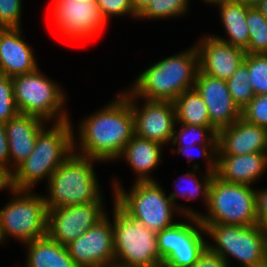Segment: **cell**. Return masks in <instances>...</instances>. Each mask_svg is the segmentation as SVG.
<instances>
[{"label": "cell", "mask_w": 267, "mask_h": 267, "mask_svg": "<svg viewBox=\"0 0 267 267\" xmlns=\"http://www.w3.org/2000/svg\"><path fill=\"white\" fill-rule=\"evenodd\" d=\"M22 0H0V28H22Z\"/></svg>", "instance_id": "36"}, {"label": "cell", "mask_w": 267, "mask_h": 267, "mask_svg": "<svg viewBox=\"0 0 267 267\" xmlns=\"http://www.w3.org/2000/svg\"><path fill=\"white\" fill-rule=\"evenodd\" d=\"M198 71V52L192 45L146 67L127 90L138 98L174 101L184 91L194 88Z\"/></svg>", "instance_id": "2"}, {"label": "cell", "mask_w": 267, "mask_h": 267, "mask_svg": "<svg viewBox=\"0 0 267 267\" xmlns=\"http://www.w3.org/2000/svg\"><path fill=\"white\" fill-rule=\"evenodd\" d=\"M109 215L66 245L78 267H115L113 223Z\"/></svg>", "instance_id": "14"}, {"label": "cell", "mask_w": 267, "mask_h": 267, "mask_svg": "<svg viewBox=\"0 0 267 267\" xmlns=\"http://www.w3.org/2000/svg\"><path fill=\"white\" fill-rule=\"evenodd\" d=\"M246 25L249 40L245 53L267 54V19L257 7H248Z\"/></svg>", "instance_id": "27"}, {"label": "cell", "mask_w": 267, "mask_h": 267, "mask_svg": "<svg viewBox=\"0 0 267 267\" xmlns=\"http://www.w3.org/2000/svg\"><path fill=\"white\" fill-rule=\"evenodd\" d=\"M10 194L13 197L0 209V231L4 241L11 236L22 245L46 236L48 209L43 194L17 189Z\"/></svg>", "instance_id": "10"}, {"label": "cell", "mask_w": 267, "mask_h": 267, "mask_svg": "<svg viewBox=\"0 0 267 267\" xmlns=\"http://www.w3.org/2000/svg\"><path fill=\"white\" fill-rule=\"evenodd\" d=\"M206 212L197 217L200 223L257 225L256 188L229 183L214 174L209 186Z\"/></svg>", "instance_id": "9"}, {"label": "cell", "mask_w": 267, "mask_h": 267, "mask_svg": "<svg viewBox=\"0 0 267 267\" xmlns=\"http://www.w3.org/2000/svg\"><path fill=\"white\" fill-rule=\"evenodd\" d=\"M47 127L38 133L33 152L12 172L14 189L35 190L42 180L48 183L53 172L74 152L76 130L70 119Z\"/></svg>", "instance_id": "3"}, {"label": "cell", "mask_w": 267, "mask_h": 267, "mask_svg": "<svg viewBox=\"0 0 267 267\" xmlns=\"http://www.w3.org/2000/svg\"><path fill=\"white\" fill-rule=\"evenodd\" d=\"M8 190L9 193L14 189L13 187V173L10 169L0 165V192Z\"/></svg>", "instance_id": "40"}, {"label": "cell", "mask_w": 267, "mask_h": 267, "mask_svg": "<svg viewBox=\"0 0 267 267\" xmlns=\"http://www.w3.org/2000/svg\"><path fill=\"white\" fill-rule=\"evenodd\" d=\"M96 4L108 23L112 16L127 15L135 20L138 19V15L133 9L132 0H96Z\"/></svg>", "instance_id": "35"}, {"label": "cell", "mask_w": 267, "mask_h": 267, "mask_svg": "<svg viewBox=\"0 0 267 267\" xmlns=\"http://www.w3.org/2000/svg\"><path fill=\"white\" fill-rule=\"evenodd\" d=\"M196 145L192 146H177L172 148L174 154H183L187 156V162L190 164L192 160L196 157L193 154V150ZM197 149L200 157L206 162V171L215 174L216 173V160H217V145H199ZM192 151V152H191ZM195 153V152H194ZM193 154V155H192ZM198 156V155H197Z\"/></svg>", "instance_id": "34"}, {"label": "cell", "mask_w": 267, "mask_h": 267, "mask_svg": "<svg viewBox=\"0 0 267 267\" xmlns=\"http://www.w3.org/2000/svg\"><path fill=\"white\" fill-rule=\"evenodd\" d=\"M256 214L259 224L267 219V188L256 189Z\"/></svg>", "instance_id": "38"}, {"label": "cell", "mask_w": 267, "mask_h": 267, "mask_svg": "<svg viewBox=\"0 0 267 267\" xmlns=\"http://www.w3.org/2000/svg\"><path fill=\"white\" fill-rule=\"evenodd\" d=\"M192 267H228V265L219 254L206 247Z\"/></svg>", "instance_id": "37"}, {"label": "cell", "mask_w": 267, "mask_h": 267, "mask_svg": "<svg viewBox=\"0 0 267 267\" xmlns=\"http://www.w3.org/2000/svg\"><path fill=\"white\" fill-rule=\"evenodd\" d=\"M206 231L207 247L219 254L231 267V260L240 263L237 267H264L267 265V234L262 225L253 226L201 223ZM231 260H230V259ZM231 264V265H230Z\"/></svg>", "instance_id": "7"}, {"label": "cell", "mask_w": 267, "mask_h": 267, "mask_svg": "<svg viewBox=\"0 0 267 267\" xmlns=\"http://www.w3.org/2000/svg\"><path fill=\"white\" fill-rule=\"evenodd\" d=\"M162 145L134 135L119 159H123L136 175L134 182L157 181L150 174L162 163Z\"/></svg>", "instance_id": "22"}, {"label": "cell", "mask_w": 267, "mask_h": 267, "mask_svg": "<svg viewBox=\"0 0 267 267\" xmlns=\"http://www.w3.org/2000/svg\"><path fill=\"white\" fill-rule=\"evenodd\" d=\"M52 17L58 32L71 40L98 36L108 24L96 1L54 0Z\"/></svg>", "instance_id": "12"}, {"label": "cell", "mask_w": 267, "mask_h": 267, "mask_svg": "<svg viewBox=\"0 0 267 267\" xmlns=\"http://www.w3.org/2000/svg\"><path fill=\"white\" fill-rule=\"evenodd\" d=\"M81 1V0H78ZM83 2H87V1H96V0H82Z\"/></svg>", "instance_id": "47"}, {"label": "cell", "mask_w": 267, "mask_h": 267, "mask_svg": "<svg viewBox=\"0 0 267 267\" xmlns=\"http://www.w3.org/2000/svg\"><path fill=\"white\" fill-rule=\"evenodd\" d=\"M141 101L142 106L139 104ZM130 105L135 135L162 146L171 144L174 129L177 128L173 101L138 98L130 92Z\"/></svg>", "instance_id": "13"}, {"label": "cell", "mask_w": 267, "mask_h": 267, "mask_svg": "<svg viewBox=\"0 0 267 267\" xmlns=\"http://www.w3.org/2000/svg\"><path fill=\"white\" fill-rule=\"evenodd\" d=\"M241 118L251 124L267 128V94L255 95L241 110Z\"/></svg>", "instance_id": "33"}, {"label": "cell", "mask_w": 267, "mask_h": 267, "mask_svg": "<svg viewBox=\"0 0 267 267\" xmlns=\"http://www.w3.org/2000/svg\"><path fill=\"white\" fill-rule=\"evenodd\" d=\"M218 7L220 19L227 38L211 34L214 37L245 50L248 46L249 31L246 25V15L249 6L232 0H219L212 4Z\"/></svg>", "instance_id": "25"}, {"label": "cell", "mask_w": 267, "mask_h": 267, "mask_svg": "<svg viewBox=\"0 0 267 267\" xmlns=\"http://www.w3.org/2000/svg\"><path fill=\"white\" fill-rule=\"evenodd\" d=\"M232 1L239 2L249 7H256L260 2V0H232Z\"/></svg>", "instance_id": "43"}, {"label": "cell", "mask_w": 267, "mask_h": 267, "mask_svg": "<svg viewBox=\"0 0 267 267\" xmlns=\"http://www.w3.org/2000/svg\"><path fill=\"white\" fill-rule=\"evenodd\" d=\"M191 0H151L147 8L138 16L137 20H160L179 18L184 16Z\"/></svg>", "instance_id": "29"}, {"label": "cell", "mask_w": 267, "mask_h": 267, "mask_svg": "<svg viewBox=\"0 0 267 267\" xmlns=\"http://www.w3.org/2000/svg\"><path fill=\"white\" fill-rule=\"evenodd\" d=\"M22 245L27 249L24 267H78L67 247L48 235Z\"/></svg>", "instance_id": "24"}, {"label": "cell", "mask_w": 267, "mask_h": 267, "mask_svg": "<svg viewBox=\"0 0 267 267\" xmlns=\"http://www.w3.org/2000/svg\"><path fill=\"white\" fill-rule=\"evenodd\" d=\"M151 0H132L135 13L139 16L150 4Z\"/></svg>", "instance_id": "41"}, {"label": "cell", "mask_w": 267, "mask_h": 267, "mask_svg": "<svg viewBox=\"0 0 267 267\" xmlns=\"http://www.w3.org/2000/svg\"><path fill=\"white\" fill-rule=\"evenodd\" d=\"M194 88L204 99L211 125L219 131L241 118V110L232 100L225 80L198 71Z\"/></svg>", "instance_id": "17"}, {"label": "cell", "mask_w": 267, "mask_h": 267, "mask_svg": "<svg viewBox=\"0 0 267 267\" xmlns=\"http://www.w3.org/2000/svg\"><path fill=\"white\" fill-rule=\"evenodd\" d=\"M92 157L73 152L51 175L44 195L47 209L105 202ZM104 200V201H103Z\"/></svg>", "instance_id": "4"}, {"label": "cell", "mask_w": 267, "mask_h": 267, "mask_svg": "<svg viewBox=\"0 0 267 267\" xmlns=\"http://www.w3.org/2000/svg\"><path fill=\"white\" fill-rule=\"evenodd\" d=\"M3 243H5V242H4V239H3L1 231H0V245L3 244Z\"/></svg>", "instance_id": "46"}, {"label": "cell", "mask_w": 267, "mask_h": 267, "mask_svg": "<svg viewBox=\"0 0 267 267\" xmlns=\"http://www.w3.org/2000/svg\"><path fill=\"white\" fill-rule=\"evenodd\" d=\"M18 114L12 79L0 74V122L6 123Z\"/></svg>", "instance_id": "32"}, {"label": "cell", "mask_w": 267, "mask_h": 267, "mask_svg": "<svg viewBox=\"0 0 267 267\" xmlns=\"http://www.w3.org/2000/svg\"><path fill=\"white\" fill-rule=\"evenodd\" d=\"M248 76V68L242 62L233 75L226 81L230 96L240 110L255 96Z\"/></svg>", "instance_id": "30"}, {"label": "cell", "mask_w": 267, "mask_h": 267, "mask_svg": "<svg viewBox=\"0 0 267 267\" xmlns=\"http://www.w3.org/2000/svg\"><path fill=\"white\" fill-rule=\"evenodd\" d=\"M112 202L115 267H162L157 233Z\"/></svg>", "instance_id": "6"}, {"label": "cell", "mask_w": 267, "mask_h": 267, "mask_svg": "<svg viewBox=\"0 0 267 267\" xmlns=\"http://www.w3.org/2000/svg\"><path fill=\"white\" fill-rule=\"evenodd\" d=\"M174 129L172 146L217 145L218 131L213 126L178 124Z\"/></svg>", "instance_id": "28"}, {"label": "cell", "mask_w": 267, "mask_h": 267, "mask_svg": "<svg viewBox=\"0 0 267 267\" xmlns=\"http://www.w3.org/2000/svg\"><path fill=\"white\" fill-rule=\"evenodd\" d=\"M264 232L267 234V219L261 224Z\"/></svg>", "instance_id": "44"}, {"label": "cell", "mask_w": 267, "mask_h": 267, "mask_svg": "<svg viewBox=\"0 0 267 267\" xmlns=\"http://www.w3.org/2000/svg\"><path fill=\"white\" fill-rule=\"evenodd\" d=\"M0 165L10 169L9 143L3 122H0Z\"/></svg>", "instance_id": "39"}, {"label": "cell", "mask_w": 267, "mask_h": 267, "mask_svg": "<svg viewBox=\"0 0 267 267\" xmlns=\"http://www.w3.org/2000/svg\"><path fill=\"white\" fill-rule=\"evenodd\" d=\"M115 179H112V199L151 231L159 233L173 226L178 221L175 220L176 215L182 218L177 206L158 181L134 182L126 191L118 178Z\"/></svg>", "instance_id": "5"}, {"label": "cell", "mask_w": 267, "mask_h": 267, "mask_svg": "<svg viewBox=\"0 0 267 267\" xmlns=\"http://www.w3.org/2000/svg\"><path fill=\"white\" fill-rule=\"evenodd\" d=\"M266 172V152L224 155L217 148L215 175L223 181L254 186Z\"/></svg>", "instance_id": "20"}, {"label": "cell", "mask_w": 267, "mask_h": 267, "mask_svg": "<svg viewBox=\"0 0 267 267\" xmlns=\"http://www.w3.org/2000/svg\"><path fill=\"white\" fill-rule=\"evenodd\" d=\"M46 125L39 117L20 113L5 123L12 172L33 152L38 133Z\"/></svg>", "instance_id": "21"}, {"label": "cell", "mask_w": 267, "mask_h": 267, "mask_svg": "<svg viewBox=\"0 0 267 267\" xmlns=\"http://www.w3.org/2000/svg\"><path fill=\"white\" fill-rule=\"evenodd\" d=\"M120 92L106 106L80 120L78 132L73 133L75 153L104 163L118 161L135 135L130 91Z\"/></svg>", "instance_id": "1"}, {"label": "cell", "mask_w": 267, "mask_h": 267, "mask_svg": "<svg viewBox=\"0 0 267 267\" xmlns=\"http://www.w3.org/2000/svg\"><path fill=\"white\" fill-rule=\"evenodd\" d=\"M173 104L176 124L212 126L207 105L195 88L184 91Z\"/></svg>", "instance_id": "26"}, {"label": "cell", "mask_w": 267, "mask_h": 267, "mask_svg": "<svg viewBox=\"0 0 267 267\" xmlns=\"http://www.w3.org/2000/svg\"><path fill=\"white\" fill-rule=\"evenodd\" d=\"M217 148L224 155L267 153V128L240 118L217 133Z\"/></svg>", "instance_id": "19"}, {"label": "cell", "mask_w": 267, "mask_h": 267, "mask_svg": "<svg viewBox=\"0 0 267 267\" xmlns=\"http://www.w3.org/2000/svg\"><path fill=\"white\" fill-rule=\"evenodd\" d=\"M199 57V70L227 81L243 62L245 50L214 37L201 35L194 44Z\"/></svg>", "instance_id": "16"}, {"label": "cell", "mask_w": 267, "mask_h": 267, "mask_svg": "<svg viewBox=\"0 0 267 267\" xmlns=\"http://www.w3.org/2000/svg\"><path fill=\"white\" fill-rule=\"evenodd\" d=\"M243 63L248 68V77L254 94H267V54L246 53Z\"/></svg>", "instance_id": "31"}, {"label": "cell", "mask_w": 267, "mask_h": 267, "mask_svg": "<svg viewBox=\"0 0 267 267\" xmlns=\"http://www.w3.org/2000/svg\"><path fill=\"white\" fill-rule=\"evenodd\" d=\"M173 226L157 233L162 267H192L207 247L206 231L197 217L183 216Z\"/></svg>", "instance_id": "11"}, {"label": "cell", "mask_w": 267, "mask_h": 267, "mask_svg": "<svg viewBox=\"0 0 267 267\" xmlns=\"http://www.w3.org/2000/svg\"><path fill=\"white\" fill-rule=\"evenodd\" d=\"M41 71L38 67L33 72L11 77L19 113L39 117L49 124L69 120L64 108L68 100L66 92Z\"/></svg>", "instance_id": "8"}, {"label": "cell", "mask_w": 267, "mask_h": 267, "mask_svg": "<svg viewBox=\"0 0 267 267\" xmlns=\"http://www.w3.org/2000/svg\"><path fill=\"white\" fill-rule=\"evenodd\" d=\"M191 166L192 169L194 170H192V172L188 171L182 176H179L180 178H178L177 180L175 179L174 180V183L176 182L174 188L175 190L173 192H170L168 195L170 196L174 204L177 206L178 211L182 214V216L198 217L201 214V212L194 210V208L192 209L189 206H184L183 204L180 205L179 203L176 202V199L178 200V198L180 197L185 200L191 201L197 199L198 197H201L206 207L208 203L209 186L214 174L205 170L204 171L205 173H202L203 176L201 174L200 178L196 174L197 172L199 173L200 171L201 168L200 165L197 162L195 163L194 161L193 165ZM181 182L183 184H181Z\"/></svg>", "instance_id": "23"}, {"label": "cell", "mask_w": 267, "mask_h": 267, "mask_svg": "<svg viewBox=\"0 0 267 267\" xmlns=\"http://www.w3.org/2000/svg\"><path fill=\"white\" fill-rule=\"evenodd\" d=\"M21 28H0V74L9 77L35 71V50L25 41Z\"/></svg>", "instance_id": "18"}, {"label": "cell", "mask_w": 267, "mask_h": 267, "mask_svg": "<svg viewBox=\"0 0 267 267\" xmlns=\"http://www.w3.org/2000/svg\"><path fill=\"white\" fill-rule=\"evenodd\" d=\"M262 15L267 19V0H260L259 4L256 6Z\"/></svg>", "instance_id": "42"}, {"label": "cell", "mask_w": 267, "mask_h": 267, "mask_svg": "<svg viewBox=\"0 0 267 267\" xmlns=\"http://www.w3.org/2000/svg\"><path fill=\"white\" fill-rule=\"evenodd\" d=\"M104 204L88 202L48 209L47 235L61 245H68L108 213Z\"/></svg>", "instance_id": "15"}, {"label": "cell", "mask_w": 267, "mask_h": 267, "mask_svg": "<svg viewBox=\"0 0 267 267\" xmlns=\"http://www.w3.org/2000/svg\"><path fill=\"white\" fill-rule=\"evenodd\" d=\"M207 5L208 4H210L211 6H212V4L214 3V2H217V1H219V0H203Z\"/></svg>", "instance_id": "45"}]
</instances>
